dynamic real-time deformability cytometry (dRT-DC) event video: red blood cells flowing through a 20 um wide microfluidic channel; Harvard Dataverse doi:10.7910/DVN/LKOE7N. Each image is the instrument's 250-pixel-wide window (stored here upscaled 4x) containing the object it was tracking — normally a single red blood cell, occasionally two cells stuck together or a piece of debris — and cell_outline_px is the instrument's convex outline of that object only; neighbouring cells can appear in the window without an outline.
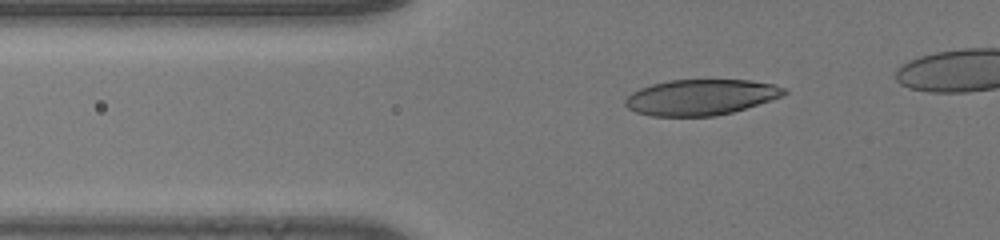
{"species": "human", "species_latin": "Homo sapiens", "temperature_condition": "room temperature", "stored_images_in_passage": 38, "camera_frame_rate_fps": 3000, "um_per_image_px": 0.085, "donor": {"sex": "male"}, "frame": {"image": 1, "passage_image": 9, "time_ms": 2.667, "image_size_px": [1000, 240], "cell_outline_px": [[788, 92], [780, 96], [732, 112], [716, 116], [652, 116], [636, 112], [628, 108], [624, 104], [624, 100], [632, 92], [640, 88], [652, 84], [668, 80], [752, 80], [772, 84], [784, 88]], "centroid_in_image_um": [59.51, 8.26], "position_along_channel_um": 66.3, "area_um2": 32.77}}
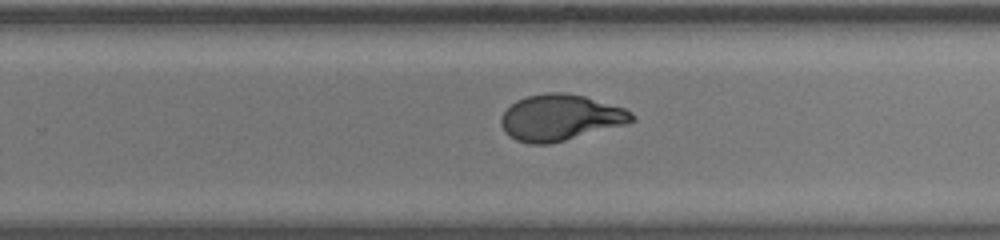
{"frame": {"image": 2, "passage_image": 26, "time_ms": 8.333, "image_size_px": [1000, 240], "cell_outline_px": [[636, 120], [628, 124], [548, 144], [528, 144], [516, 140], [508, 136], [504, 132], [500, 124], [500, 120], [504, 112], [516, 100], [528, 96], [548, 92], [564, 92], [584, 96], [624, 108], [632, 112], [636, 116]], "centroid_in_image_um": [47.63, 10.0], "position_along_channel_um": 282.2, "area_um2": 35.2}}
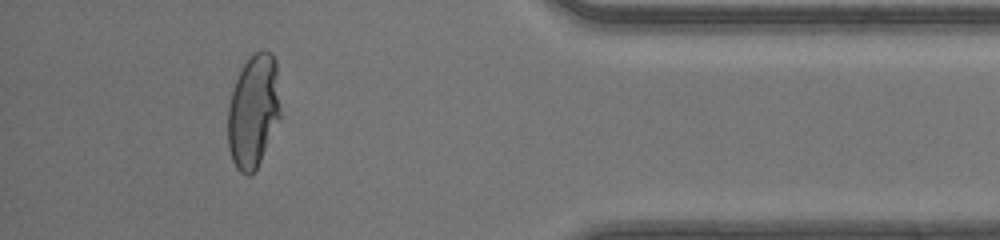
{"frame": {"image": 3, "passage_image": 37, "time_ms": 12.0, "image_size_px": [1000, 240], "cell_outline_px": [[280, 116], [260, 160], [256, 168], [248, 176], [240, 172], [236, 168], [232, 160], [228, 148], [228, 104], [236, 80], [244, 64], [252, 52], [272, 52], [276, 60], [280, 108]], "centroid_in_image_um": [21.52, 9.43], "position_along_channel_um": 413.7, "area_um2": 34.39}}